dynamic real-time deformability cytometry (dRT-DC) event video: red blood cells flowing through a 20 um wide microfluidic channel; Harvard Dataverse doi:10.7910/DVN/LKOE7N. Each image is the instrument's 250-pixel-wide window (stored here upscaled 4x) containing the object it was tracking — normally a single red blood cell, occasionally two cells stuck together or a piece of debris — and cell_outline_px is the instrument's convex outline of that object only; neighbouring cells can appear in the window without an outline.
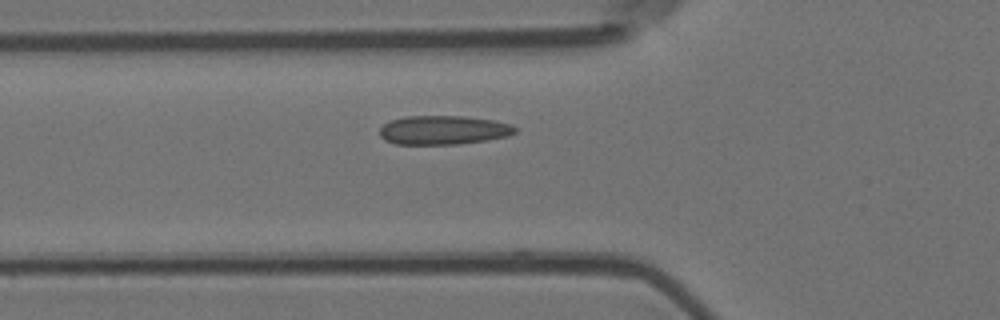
{"species": "Egyptian fruit bat (a non-hibernating species)", "species_latin": "Rousettus aegyptiacus", "temperature_condition": "room temperature", "stored_images_in_passage": 4, "camera_frame_rate_fps": 3000, "um_per_image_px": 0.085, "animal": {"sex": "female"}, "frame": {"image": 1, "passage_image": 4, "time_ms": 1.0, "image_size_px": [1000, 320], "cell_outline_px": [[516, 132], [508, 136], [488, 140], [456, 144], [396, 144], [384, 140], [380, 136], [380, 128], [384, 124], [392, 120], [404, 116], [464, 116], [496, 120], [512, 124], [516, 128]], "centroid_in_image_um": [37.71, 11.05], "position_along_channel_um": 88.1, "area_um2": 23.0}}